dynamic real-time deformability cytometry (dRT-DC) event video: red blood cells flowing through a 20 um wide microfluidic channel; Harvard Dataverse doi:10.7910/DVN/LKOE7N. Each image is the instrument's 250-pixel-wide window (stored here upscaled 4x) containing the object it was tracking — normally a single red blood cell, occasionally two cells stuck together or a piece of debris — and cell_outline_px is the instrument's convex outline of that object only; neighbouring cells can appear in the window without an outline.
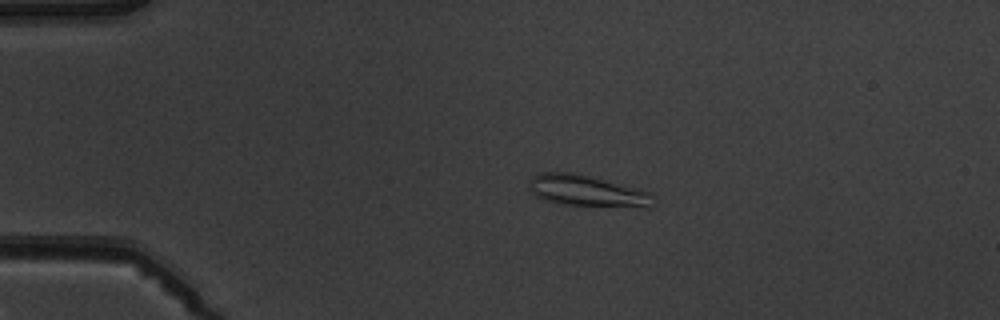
{"species": "common noctule bat (a hibernating species)", "species_latin": "Nyctalus noctula", "temperature_condition": "warm", "stored_images_in_passage": 6, "camera_frame_rate_fps": 3000, "um_per_image_px": 0.085, "animal": {"sex": "male", "body_mass_g": 19.5, "forearm_length_mm": 54.6}, "frame": {"image": 1, "passage_image": 3, "time_ms": 2.333, "image_size_px": [1000, 320], "cell_outline_px": [[656, 196], [652, 208], [648, 208], [564, 204], [544, 200], [536, 196], [528, 188], [532, 176], [540, 172], [572, 172], [652, 192]], "centroid_in_image_um": [49.95, 16.24], "position_along_channel_um": 35.0, "area_um2": 22.72}}
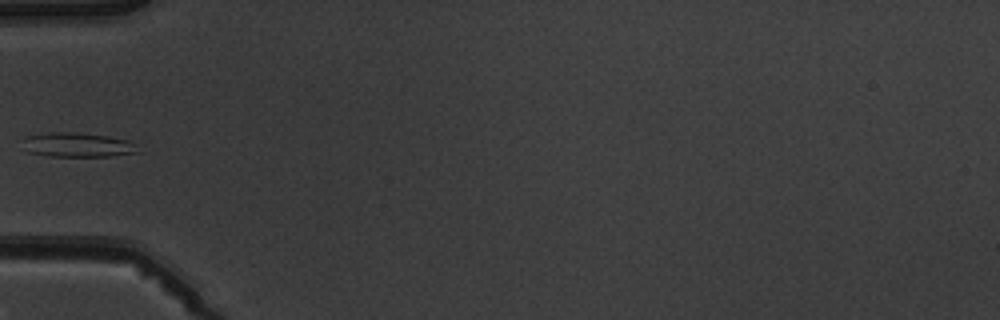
{"frame": {"image": 2, "passage_image": 5, "time_ms": 4.667, "image_size_px": [1000, 320], "cell_outline_px": [[140, 152], [112, 156], [48, 156], [28, 152], [24, 140], [24, 136], [48, 132], [76, 132], [108, 136], [128, 140]], "centroid_in_image_um": [6.57, 12.31], "position_along_channel_um": 78.4, "area_um2": 16.24}}
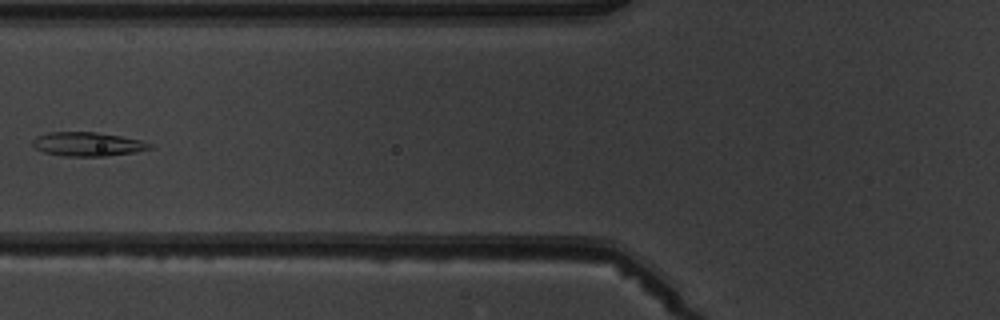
{"frame": {"image": 3, "passage_image": 6, "time_ms": 5.667, "image_size_px": [1000, 320], "cell_outline_px": [[152, 148], [136, 152], [104, 156], [64, 156], [44, 152], [36, 148], [32, 144], [32, 140], [36, 136], [48, 132], [96, 132], [120, 136], [140, 140], [152, 144]], "centroid_in_image_um": [7.43, 12.25], "position_along_channel_um": 118.4, "area_um2": 16.3}}